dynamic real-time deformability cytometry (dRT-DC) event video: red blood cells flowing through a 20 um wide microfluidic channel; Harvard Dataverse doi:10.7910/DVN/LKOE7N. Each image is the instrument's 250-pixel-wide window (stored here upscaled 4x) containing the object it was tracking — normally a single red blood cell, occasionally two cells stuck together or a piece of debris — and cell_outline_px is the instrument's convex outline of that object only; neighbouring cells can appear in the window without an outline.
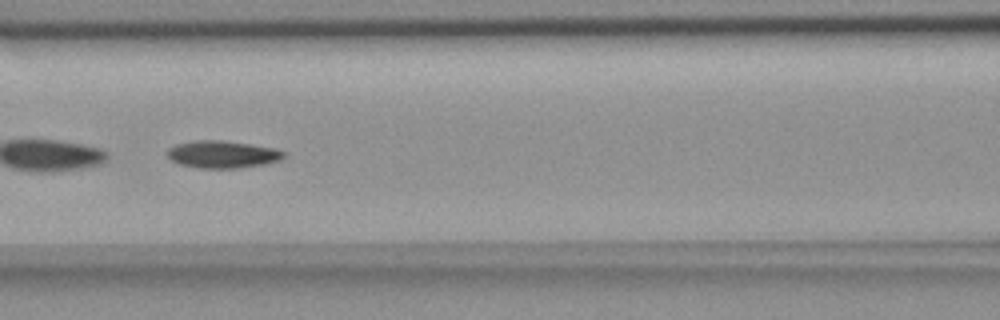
{"species": "common noctule bat (a hibernating species)", "species_latin": "Nyctalus noctula", "temperature_condition": "room temperature", "stored_images_in_passage": 8, "camera_frame_rate_fps": 3000, "um_per_image_px": 0.085, "animal": {"sex": "female", "body_mass_g": 18.4}, "frame": {"image": 1, "passage_image": 7, "time_ms": 7.333, "image_size_px": [1000, 320], "cell_outline_px": [[284, 156], [280, 160], [264, 164], [240, 168], [200, 168], [180, 164], [172, 160], [164, 152], [168, 148], [176, 144], [192, 140], [220, 140], [276, 148], [284, 152]], "centroid_in_image_um": [18.87, 13.11], "position_along_channel_um": 147.7, "area_um2": 18.55}}
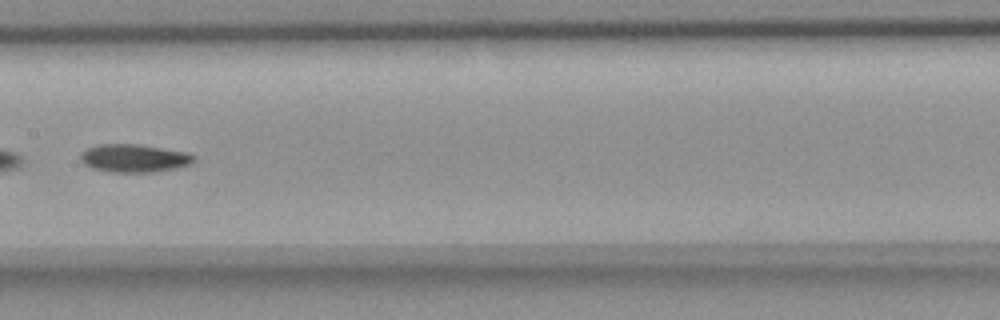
{"frame": {"image": 2, "passage_image": 8, "time_ms": 8.667, "image_size_px": [1000, 320], "cell_outline_px": [[196, 160], [188, 164], [176, 168], [152, 172], [112, 172], [92, 168], [84, 164], [80, 156], [88, 148], [96, 144], [136, 144], [188, 152], [196, 156]], "centroid_in_image_um": [11.42, 13.44], "position_along_channel_um": 196.0, "area_um2": 18.38}}